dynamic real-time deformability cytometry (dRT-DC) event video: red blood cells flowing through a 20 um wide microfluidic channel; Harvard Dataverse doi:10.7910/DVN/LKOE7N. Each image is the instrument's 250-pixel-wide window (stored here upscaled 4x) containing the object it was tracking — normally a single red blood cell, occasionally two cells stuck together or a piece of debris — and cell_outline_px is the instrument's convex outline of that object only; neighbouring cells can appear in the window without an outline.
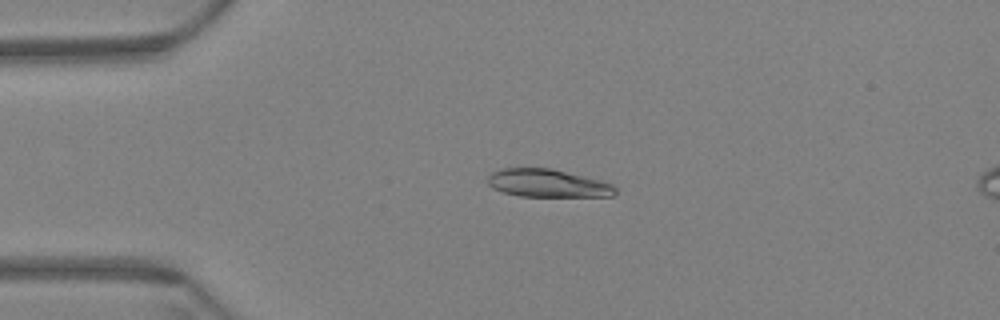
{"species": "Egyptian fruit bat (a non-hibernating species)", "species_latin": "Rousettus aegyptiacus", "temperature_condition": "warm", "stored_images_in_passage": 59, "camera_frame_rate_fps": 3000, "um_per_image_px": 0.085, "animal": {"sex": "female"}, "frame": {"image": 1, "passage_image": 13, "time_ms": 4.0, "image_size_px": [1000, 320], "cell_outline_px": [[616, 192], [612, 196], [520, 196], [504, 192], [492, 188], [488, 184], [488, 176], [492, 172], [500, 168], [552, 168], [600, 180], [612, 184], [616, 188]], "centroid_in_image_um": [46.53, 15.57], "position_along_channel_um": 38.5, "area_um2": 20.69}}
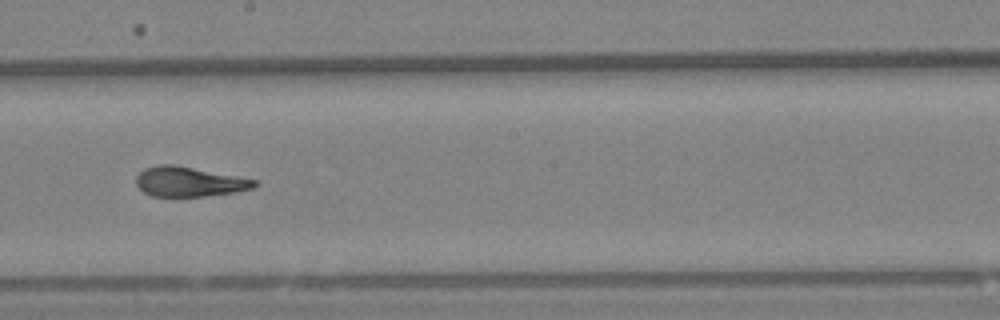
{"frame": {"image": 2, "passage_image": 33, "time_ms": 10.667, "image_size_px": [1000, 320], "cell_outline_px": [[260, 184], [252, 188], [236, 192], [204, 196], [152, 196], [144, 192], [136, 184], [136, 176], [144, 168], [156, 164], [172, 164], [236, 176], [256, 180]], "centroid_in_image_um": [16.06, 15.44], "position_along_channel_um": 232.1, "area_um2": 20.4}}
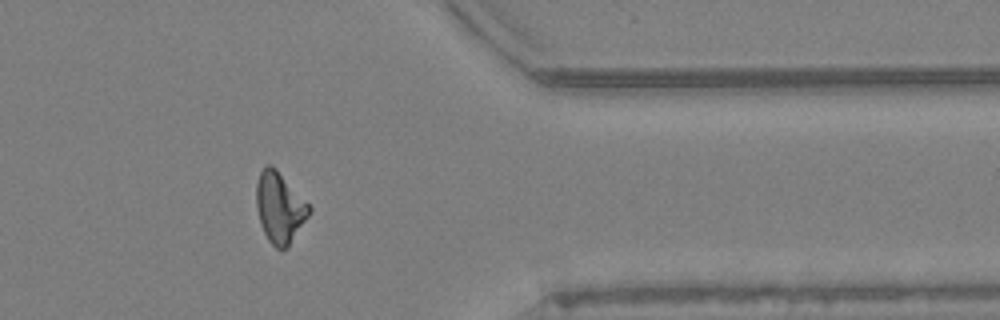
{"frame": {"image": 3, "passage_image": 48, "time_ms": 15.667, "image_size_px": [1000, 320], "cell_outline_px": [[312, 212], [288, 248], [276, 248], [268, 240], [260, 224], [256, 208], [256, 184], [260, 172], [268, 164], [272, 164], [276, 168], [312, 208]], "centroid_in_image_um": [23.78, 17.66], "position_along_channel_um": 387.6, "area_um2": 21.85}, "authors_computed_cell_mechanics": {"area_um2": 21.3282, "velocity_mm_per_s": 3.416, "shape_relaxation_time_tau1_ms": 8.1978, "shape_relaxation_time_tau2_ms": 1.9113, "deformation_change_tau1": 0.2393, "deformation_change_tau2": 0.0705}}